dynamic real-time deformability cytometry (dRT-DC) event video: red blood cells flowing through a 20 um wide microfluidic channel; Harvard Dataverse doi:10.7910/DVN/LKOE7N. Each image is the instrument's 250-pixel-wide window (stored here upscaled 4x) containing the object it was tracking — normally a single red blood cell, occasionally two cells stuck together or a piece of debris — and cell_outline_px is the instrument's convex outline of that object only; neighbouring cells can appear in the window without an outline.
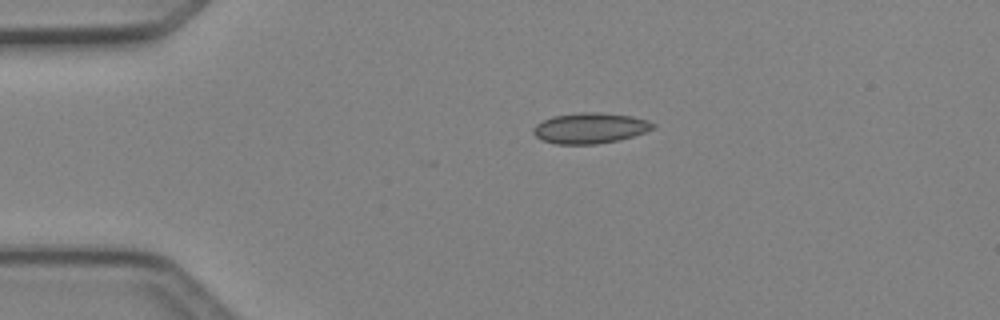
{"species": "Egyptian fruit bat (a non-hibernating species)", "species_latin": "Rousettus aegyptiacus", "temperature_condition": "cold", "stored_images_in_passage": 39, "camera_frame_rate_fps": 3000, "um_per_image_px": 0.085, "animal": {"sex": "female"}, "frame": {"image": 1, "passage_image": 1, "time_ms": 0.0, "image_size_px": [1000, 320], "cell_outline_px": [[656, 128], [620, 140], [596, 144], [556, 144], [544, 140], [536, 136], [532, 132], [532, 128], [536, 124], [552, 116], [580, 112], [596, 112], [632, 116], [648, 120], [656, 124]], "centroid_in_image_um": [50.17, 10.88], "position_along_channel_um": 34.8, "area_um2": 21.39}}
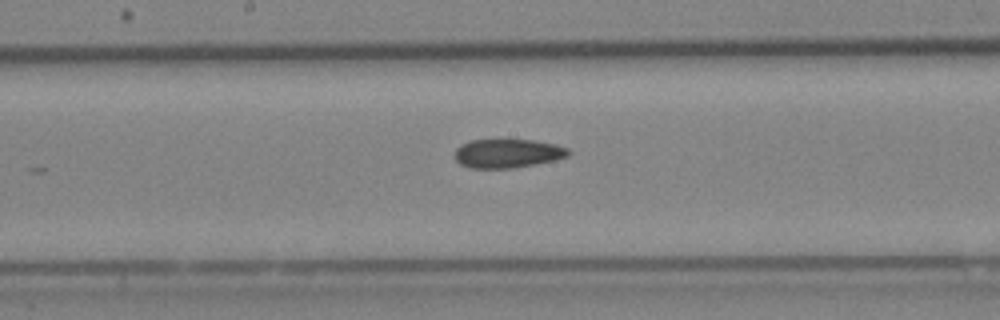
{"frame": {"image": 2, "passage_image": 16, "time_ms": 5.0, "image_size_px": [1000, 320], "cell_outline_px": [[572, 152], [568, 156], [556, 160], [512, 168], [468, 168], [460, 164], [452, 156], [456, 148], [460, 144], [468, 140], [536, 140], [556, 144], [568, 148]], "centroid_in_image_um": [43.12, 13.03], "position_along_channel_um": 205.1, "area_um2": 19.42}}
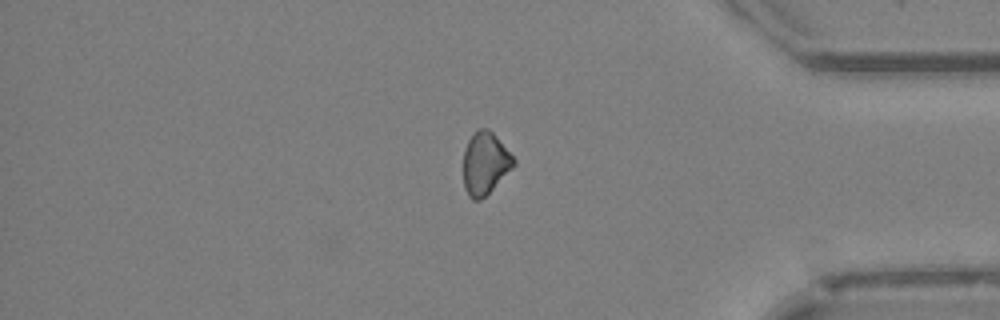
{"frame": {"image": 3, "passage_image": 31, "time_ms": 10.0, "image_size_px": [1000, 320], "cell_outline_px": [[516, 164], [480, 200], [472, 200], [468, 196], [464, 188], [464, 148], [472, 132], [476, 128], [488, 128], [496, 136], [516, 160]], "centroid_in_image_um": [41.21, 13.85], "position_along_channel_um": 394.0, "area_um2": 18.21}}